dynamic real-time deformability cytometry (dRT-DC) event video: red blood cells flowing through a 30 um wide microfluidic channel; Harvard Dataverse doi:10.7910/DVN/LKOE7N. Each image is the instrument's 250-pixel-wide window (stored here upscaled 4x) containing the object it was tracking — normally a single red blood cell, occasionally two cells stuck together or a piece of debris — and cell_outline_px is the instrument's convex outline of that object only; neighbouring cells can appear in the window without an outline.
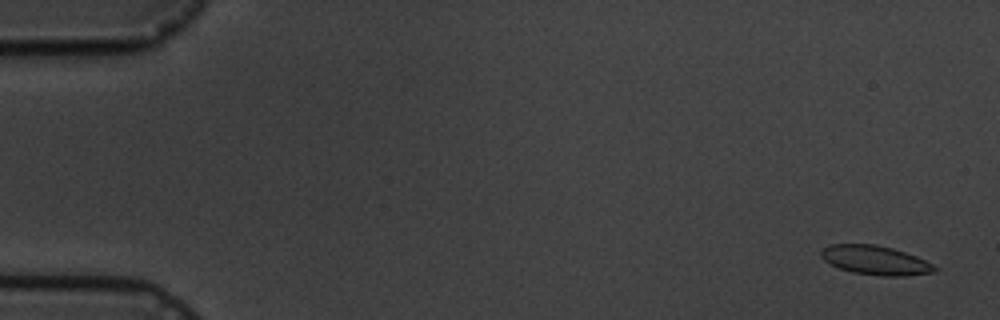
{"species": "common noctule bat (a hibernating species)", "species_latin": "Nyctalus noctula", "temperature_condition": "cold", "stored_images_in_passage": 8, "camera_frame_rate_fps": 3000, "um_per_image_px": 0.085, "animal": {"sex": "male", "body_mass_g": 19.5, "forearm_length_mm": 54.6}, "frame": {"image": 1, "passage_image": 1, "time_ms": 0.0, "image_size_px": [1000, 320], "cell_outline_px": [[940, 268], [936, 272], [904, 276], [880, 276], [852, 272], [840, 268], [824, 260], [820, 256], [820, 252], [828, 244], [876, 244], [892, 248], [916, 256]], "centroid_in_image_um": [74.42, 22.12], "position_along_channel_um": 10.6, "area_um2": 19.31}}
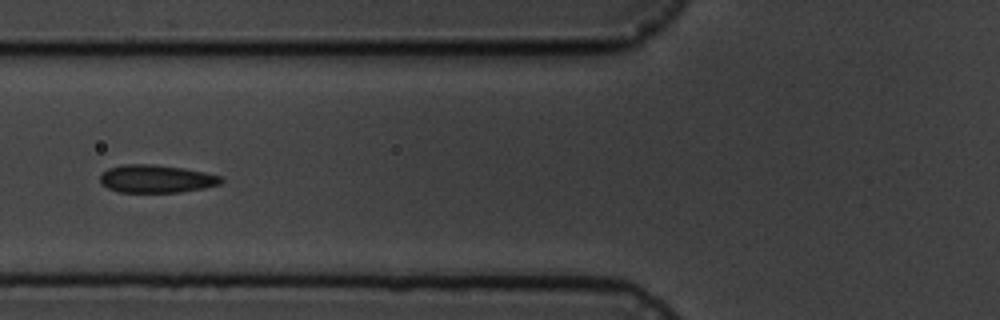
{"frame": {"image": 2, "passage_image": 7, "time_ms": 6.667, "image_size_px": [1000, 320], "cell_outline_px": [[224, 180], [220, 184], [204, 188], [180, 192], [116, 192], [100, 184], [100, 172], [108, 168], [124, 164], [152, 164], [184, 168], [224, 176]], "centroid_in_image_um": [13.27, 15.19], "position_along_channel_um": 112.5, "area_um2": 19.94}}
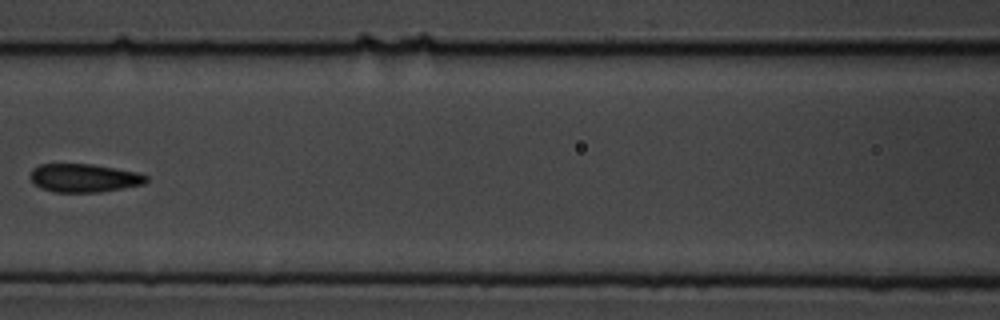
{"frame": {"image": 3, "passage_image": 8, "time_ms": 8.0, "image_size_px": [1000, 320], "cell_outline_px": [[148, 180], [144, 184], [100, 192], [52, 192], [40, 188], [28, 176], [32, 168], [40, 164], [92, 164], [136, 172], [148, 176]], "centroid_in_image_um": [7.11, 15.13], "position_along_channel_um": 159.5, "area_um2": 19.19}}